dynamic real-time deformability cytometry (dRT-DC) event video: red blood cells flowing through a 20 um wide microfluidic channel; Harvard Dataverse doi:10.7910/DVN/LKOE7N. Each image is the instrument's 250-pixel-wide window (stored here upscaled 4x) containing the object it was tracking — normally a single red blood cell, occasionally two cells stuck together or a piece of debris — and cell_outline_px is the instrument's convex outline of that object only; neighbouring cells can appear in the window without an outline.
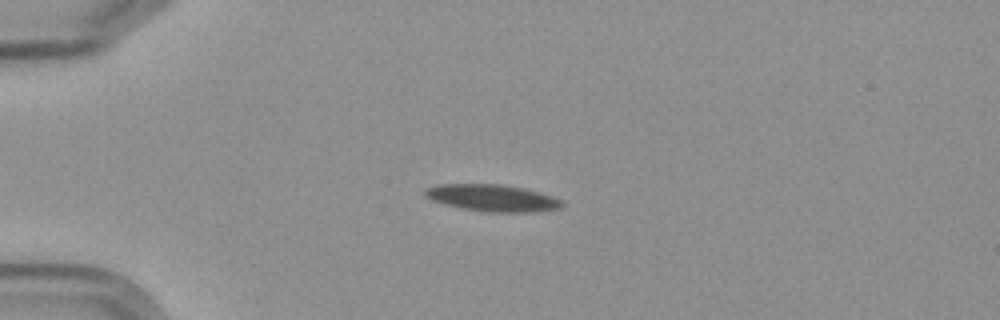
{"species": "Egyptian fruit bat (a non-hibernating species)", "species_latin": "Rousettus aegyptiacus", "temperature_condition": "cold", "stored_images_in_passage": 5, "camera_frame_rate_fps": 3000, "um_per_image_px": 0.085, "frame": {"image": 1, "passage_image": 4, "time_ms": 3.333, "image_size_px": [1000, 320], "cell_outline_px": [[564, 204], [560, 208], [532, 212], [484, 212], [444, 204], [432, 200], [424, 196], [424, 188], [440, 184], [500, 184], [524, 188], [540, 192], [564, 200]], "centroid_in_image_um": [41.86, 16.82], "position_along_channel_um": 43.1, "area_um2": 21.56}}